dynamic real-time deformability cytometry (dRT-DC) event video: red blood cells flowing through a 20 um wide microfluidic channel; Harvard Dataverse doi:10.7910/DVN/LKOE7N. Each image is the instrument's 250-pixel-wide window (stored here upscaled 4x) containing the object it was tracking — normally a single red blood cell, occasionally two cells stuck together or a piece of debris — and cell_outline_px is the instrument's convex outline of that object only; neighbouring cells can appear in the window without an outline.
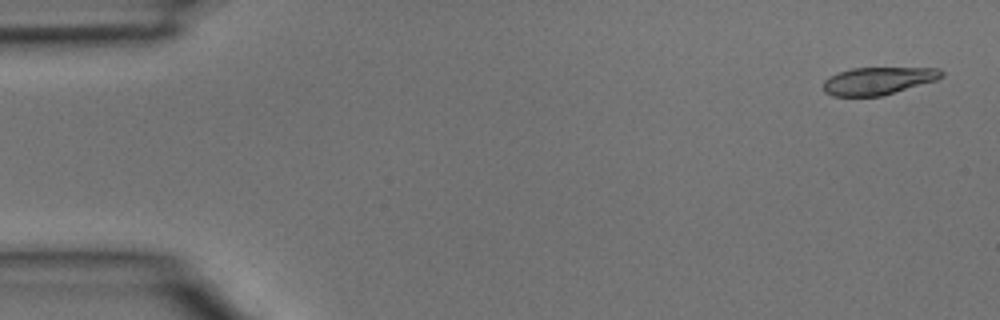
{"species": "common noctule bat (a hibernating species)", "species_latin": "Nyctalus noctula", "temperature_condition": "room temperature", "stored_images_in_passage": 4, "camera_frame_rate_fps": 3000, "um_per_image_px": 0.085, "animal": {"sex": "male", "body_mass_g": 15.6}, "frame": {"image": 1, "passage_image": 1, "time_ms": 0.0, "image_size_px": [1000, 320], "cell_outline_px": [[944, 76], [936, 80], [880, 96], [832, 96], [824, 92], [824, 80], [828, 76], [852, 68], [940, 68], [944, 72]], "centroid_in_image_um": [74.63, 6.86], "position_along_channel_um": 10.4, "area_um2": 18.84}}
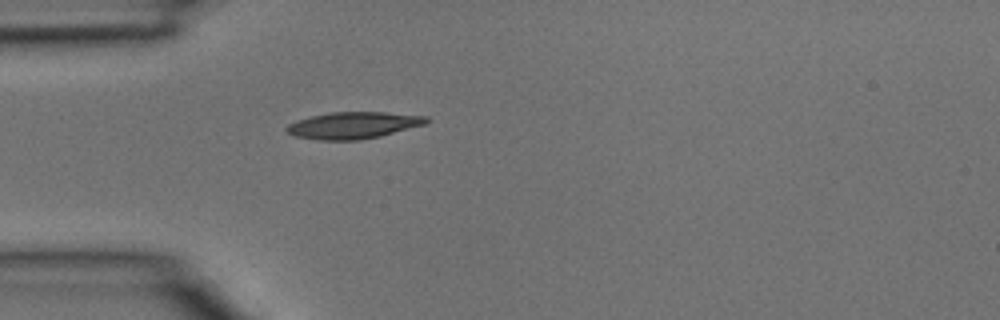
{"frame": {"image": 2, "passage_image": 4, "time_ms": 1.0, "image_size_px": [1000, 320], "cell_outline_px": [[432, 120], [424, 124], [380, 136], [360, 140], [316, 140], [292, 136], [284, 128], [288, 124], [296, 120], [328, 112], [384, 112], [428, 116]], "centroid_in_image_um": [30.0, 10.65], "position_along_channel_um": 55.0, "area_um2": 21.91}}